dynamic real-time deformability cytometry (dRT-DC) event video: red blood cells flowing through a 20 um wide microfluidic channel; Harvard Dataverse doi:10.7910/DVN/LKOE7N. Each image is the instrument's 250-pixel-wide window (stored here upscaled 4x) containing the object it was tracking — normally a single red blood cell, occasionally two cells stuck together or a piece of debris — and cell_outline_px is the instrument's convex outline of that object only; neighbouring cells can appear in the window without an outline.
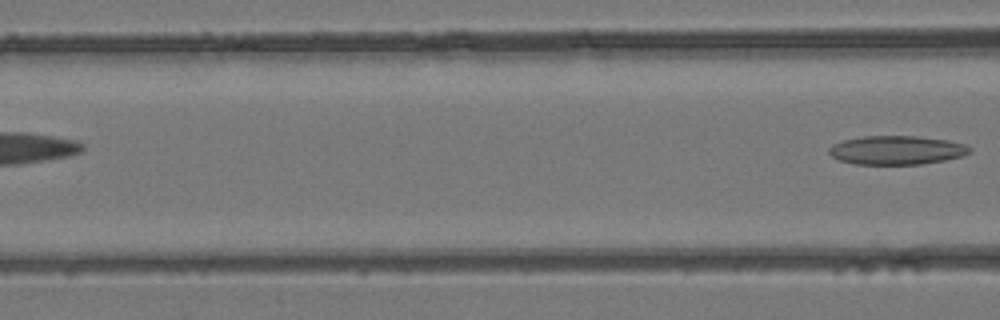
{"species": "common noctule bat (a hibernating species)", "species_latin": "Nyctalus noctula", "temperature_condition": "room temperature", "stored_images_in_passage": 5, "segment_of_instrument_passage": [2, 2], "camera_frame_rate_fps": 3000, "um_per_image_px": 0.085, "animal": {"sex": "female", "body_mass_g": 24.6, "forearm_length_mm": 56.2}, "frame": {"image": 1, "passage_image": 5, "time_ms": 4.333, "image_size_px": [1000, 320], "cell_outline_px": [[972, 152], [964, 156], [944, 160], [920, 164], [856, 164], [840, 160], [832, 156], [828, 152], [828, 148], [832, 144], [844, 140], [860, 136], [916, 136], [948, 140], [964, 144], [972, 148]], "centroid_in_image_um": [76.23, 12.76], "position_along_channel_um": 90.4, "area_um2": 23.7}}